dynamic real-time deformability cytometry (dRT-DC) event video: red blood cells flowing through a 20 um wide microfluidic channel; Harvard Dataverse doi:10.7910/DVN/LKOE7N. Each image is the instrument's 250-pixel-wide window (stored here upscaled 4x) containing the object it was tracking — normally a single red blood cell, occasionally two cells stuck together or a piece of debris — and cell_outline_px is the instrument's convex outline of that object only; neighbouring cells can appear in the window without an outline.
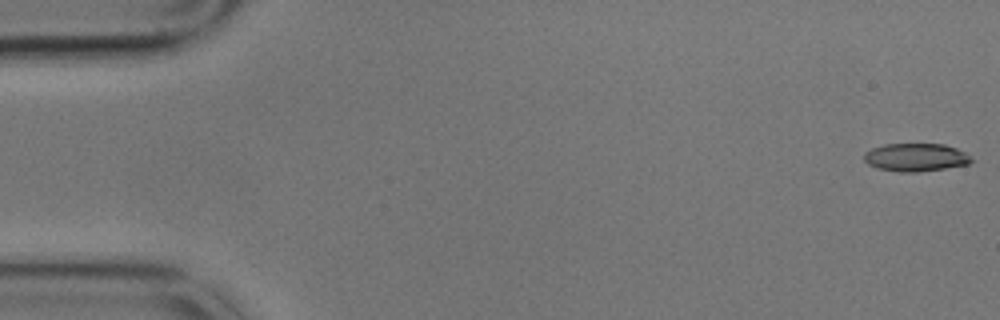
{"species": "common noctule bat (a hibernating species)", "species_latin": "Nyctalus noctula", "temperature_condition": "cold", "stored_images_in_passage": 58, "camera_frame_rate_fps": 3000, "um_per_image_px": 0.085, "animal": {"sex": "male", "body_mass_g": 17.9}, "frame": {"image": 1, "passage_image": 1, "time_ms": 0.0, "image_size_px": [1000, 320], "cell_outline_px": [[972, 160], [968, 164], [944, 168], [916, 172], [900, 172], [876, 168], [868, 164], [864, 160], [864, 152], [872, 148], [884, 144], [944, 144], [956, 148], [964, 152]], "centroid_in_image_um": [77.78, 13.37], "position_along_channel_um": 7.2, "area_um2": 17.4}}
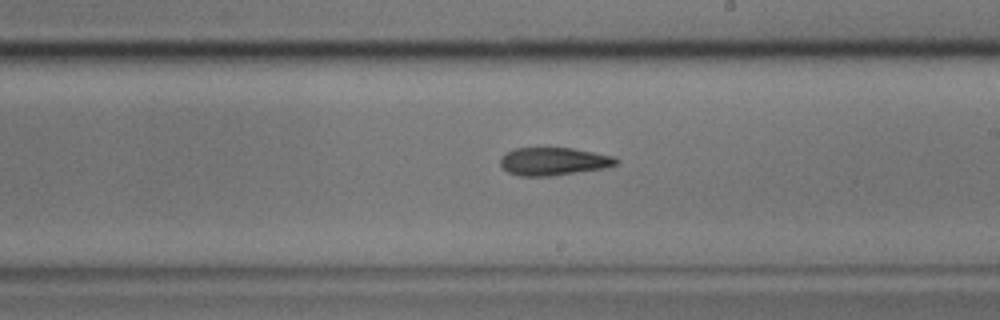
{"frame": {"image": 2, "passage_image": 33, "time_ms": 10.667, "image_size_px": [1000, 320], "cell_outline_px": [[620, 160], [616, 164], [604, 168], [552, 176], [520, 176], [508, 172], [500, 164], [500, 156], [504, 152], [516, 148], [572, 148], [612, 156]], "centroid_in_image_um": [47.01, 13.72], "position_along_channel_um": 242.0, "area_um2": 18.79}}
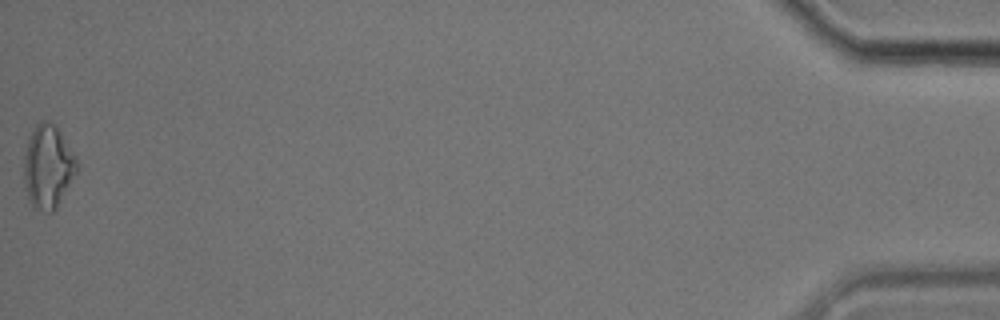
{"frame": {"image": 3, "passage_image": 58, "time_ms": 19.0, "image_size_px": [1000, 320], "cell_outline_px": [[80, 168], [56, 208], [52, 212], [48, 212], [32, 208], [24, 184], [24, 156], [28, 140], [36, 124], [44, 120], [48, 120], [60, 132], [76, 156]], "centroid_in_image_um": [4.09, 14.19], "position_along_channel_um": 431.1, "area_um2": 25.72}, "authors_computed_cell_mechanics": {"area_um2": 19.2474, "velocity_mm_per_s": 3.4552, "shape_relaxation_time_tau1_ms": 11.0906, "shape_relaxation_time_tau2_ms": 6.2051, "deformation_change_tau1": 0.1757, "deformation_change_tau2": 0.1605}}